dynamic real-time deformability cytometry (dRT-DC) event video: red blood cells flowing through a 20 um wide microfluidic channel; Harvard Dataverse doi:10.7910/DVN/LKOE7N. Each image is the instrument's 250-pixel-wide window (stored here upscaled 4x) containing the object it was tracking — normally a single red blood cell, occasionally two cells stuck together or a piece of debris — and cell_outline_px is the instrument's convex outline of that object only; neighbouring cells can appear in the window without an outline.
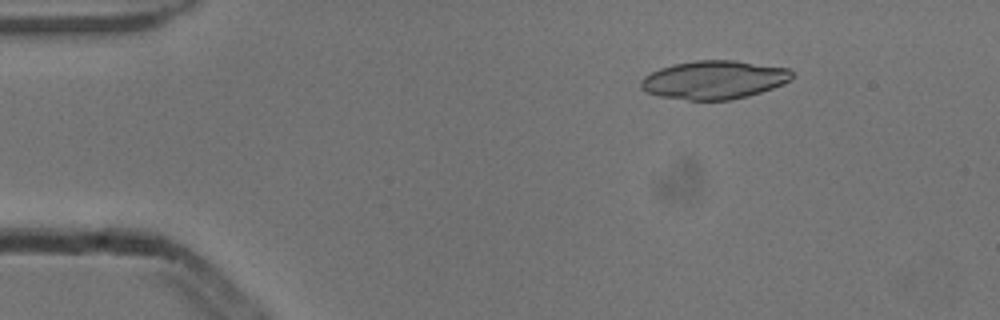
{"species": "common noctule bat (a hibernating species)", "species_latin": "Nyctalus noctula", "temperature_condition": "cold", "stored_images_in_passage": 16, "camera_frame_rate_fps": 3000, "um_per_image_px": 0.085, "animal": {"sex": "male", "body_mass_g": 13.3}, "frame": {"image": 1, "passage_image": 8, "time_ms": 2.333, "image_size_px": [1000, 320], "cell_outline_px": [[796, 76], [772, 88], [748, 96], [728, 100], [688, 100], [660, 96], [648, 92], [640, 88], [640, 80], [644, 76], [660, 68], [672, 64], [696, 60], [732, 60], [788, 68], [796, 72]], "centroid_in_image_um": [60.69, 6.78], "position_along_channel_um": 24.3, "area_um2": 33.81}}